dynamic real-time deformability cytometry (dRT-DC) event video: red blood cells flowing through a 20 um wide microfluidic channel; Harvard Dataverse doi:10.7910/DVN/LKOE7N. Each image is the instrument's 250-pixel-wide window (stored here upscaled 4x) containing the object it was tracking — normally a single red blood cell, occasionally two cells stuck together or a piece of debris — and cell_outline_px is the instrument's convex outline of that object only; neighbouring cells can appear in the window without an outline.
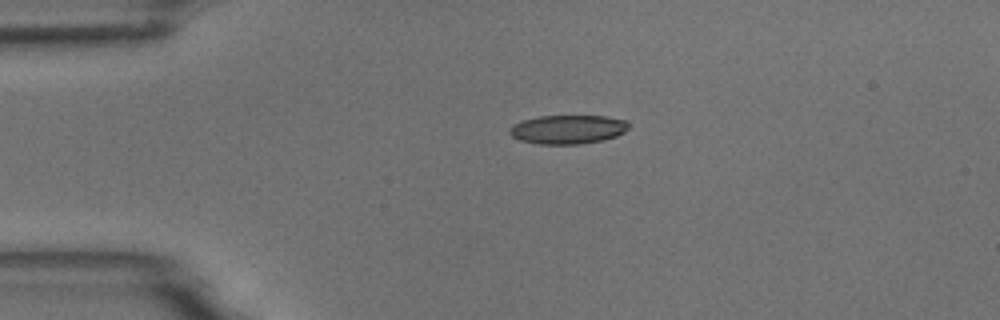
{"species": "common noctule bat (a hibernating species)", "species_latin": "Nyctalus noctula", "temperature_condition": "room temperature", "stored_images_in_passage": 3, "camera_frame_rate_fps": 3000, "um_per_image_px": 0.085, "animal": {"sex": "male", "body_mass_g": 18.8}, "frame": {"image": 1, "passage_image": 1, "time_ms": 0.0, "image_size_px": [1000, 320], "cell_outline_px": [[628, 128], [624, 132], [616, 136], [604, 140], [580, 144], [540, 144], [520, 140], [512, 136], [508, 132], [508, 128], [512, 124], [520, 120], [540, 116], [604, 116], [628, 120]], "centroid_in_image_um": [48.24, 10.99], "position_along_channel_um": 36.8, "area_um2": 20.23}}
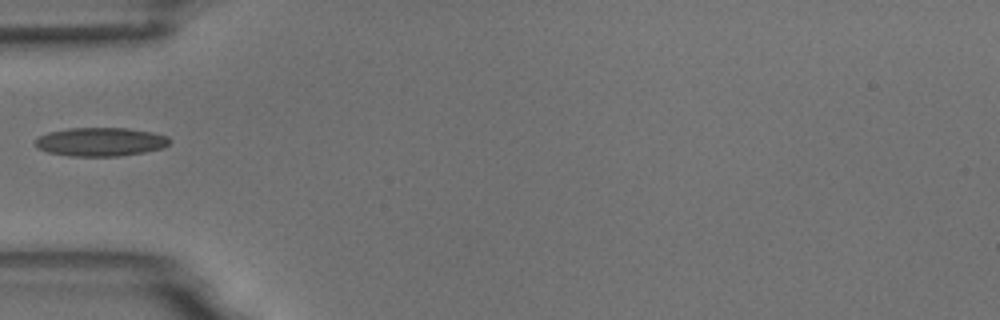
{"frame": {"image": 2, "passage_image": 3, "time_ms": 2.0, "image_size_px": [1000, 320], "cell_outline_px": [[172, 140], [164, 148], [144, 152], [120, 156], [68, 156], [48, 152], [36, 148], [36, 140], [40, 136], [48, 132], [68, 128], [128, 128], [152, 132], [168, 136]], "centroid_in_image_um": [8.57, 12.05], "position_along_channel_um": 76.4, "area_um2": 22.54}}